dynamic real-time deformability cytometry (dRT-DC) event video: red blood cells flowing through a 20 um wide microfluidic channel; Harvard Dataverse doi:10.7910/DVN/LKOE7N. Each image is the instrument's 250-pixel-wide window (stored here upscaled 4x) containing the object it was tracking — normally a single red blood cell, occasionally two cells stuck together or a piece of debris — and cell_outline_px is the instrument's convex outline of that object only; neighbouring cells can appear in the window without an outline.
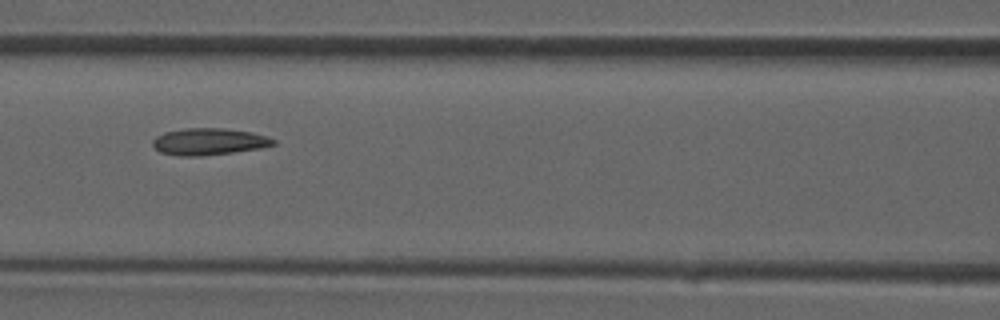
{"species": "common noctule bat (a hibernating species)", "species_latin": "Nyctalus noctula", "temperature_condition": "room temperature", "stored_images_in_passage": 41, "camera_frame_rate_fps": 3000, "um_per_image_px": 0.085, "animal": {"sex": "male", "forearm_length_mm": 52.5}, "frame": {"image": 1, "passage_image": 18, "time_ms": 5.667, "image_size_px": [1000, 320], "cell_outline_px": [[276, 144], [260, 148], [232, 152], [200, 156], [180, 156], [160, 152], [152, 144], [152, 140], [156, 136], [164, 132], [184, 128], [224, 128], [252, 132], [268, 136], [276, 140]], "centroid_in_image_um": [17.76, 12.03], "position_along_channel_um": 148.8, "area_um2": 18.9}}